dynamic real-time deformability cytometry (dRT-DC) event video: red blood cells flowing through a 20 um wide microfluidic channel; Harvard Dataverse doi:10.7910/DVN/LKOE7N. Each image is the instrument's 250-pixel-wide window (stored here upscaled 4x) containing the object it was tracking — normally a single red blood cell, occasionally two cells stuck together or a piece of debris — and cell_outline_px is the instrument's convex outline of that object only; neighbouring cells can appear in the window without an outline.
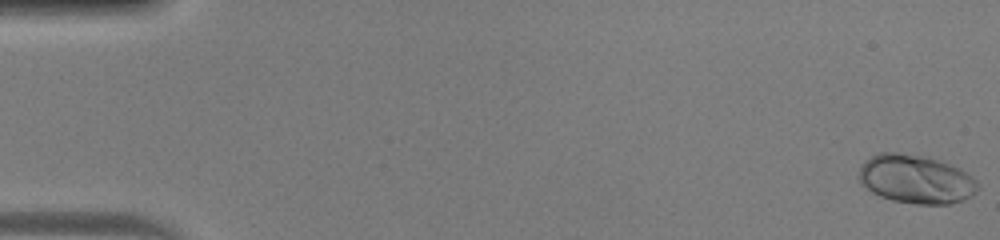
{"species": "human", "species_latin": "Homo sapiens", "temperature_condition": "warm", "stored_images_in_passage": 17, "camera_frame_rate_fps": 3000, "um_per_image_px": 0.085, "donor": {"sex": "male"}, "frame": {"image": 1, "passage_image": 1, "time_ms": 0.0, "image_size_px": [1000, 240], "cell_outline_px": [[980, 188], [976, 192], [964, 200], [948, 204], [916, 204], [892, 200], [880, 196], [872, 192], [860, 184], [856, 176], [860, 164], [864, 160], [880, 152], [896, 152], [920, 156], [936, 160], [960, 168], [972, 176], [980, 184]], "centroid_in_image_um": [77.81, 15.24], "position_along_channel_um": 7.2, "area_um2": 33.99}}
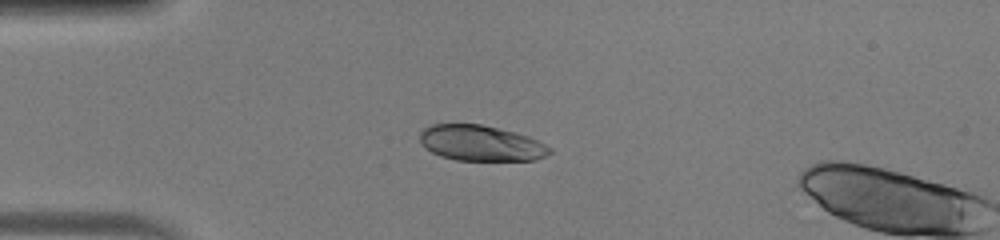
{"frame": {"image": 2, "passage_image": 14, "time_ms": 4.333, "image_size_px": [1000, 240], "cell_outline_px": [[552, 152], [536, 160], [456, 160], [440, 156], [432, 152], [420, 144], [420, 132], [424, 128], [432, 124], [480, 124], [528, 136], [552, 148]], "centroid_in_image_um": [40.84, 12.17], "position_along_channel_um": 44.2, "area_um2": 26.76}}